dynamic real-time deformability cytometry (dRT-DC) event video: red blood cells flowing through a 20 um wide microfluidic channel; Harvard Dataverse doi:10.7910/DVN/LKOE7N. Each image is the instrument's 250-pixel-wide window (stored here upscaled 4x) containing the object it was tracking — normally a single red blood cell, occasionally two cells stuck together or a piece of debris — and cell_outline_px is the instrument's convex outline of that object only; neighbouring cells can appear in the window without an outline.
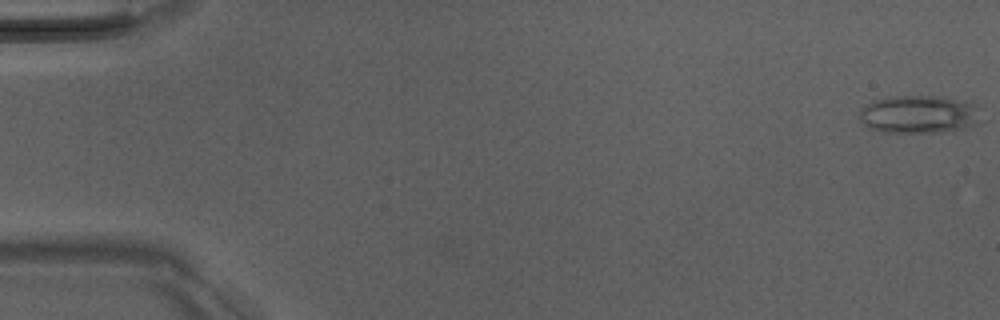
{"species": "Egyptian fruit bat (a non-hibernating species)", "species_latin": "Rousettus aegyptiacus", "temperature_condition": "room temperature", "stored_images_in_passage": 7, "camera_frame_rate_fps": 3000, "um_per_image_px": 0.085, "animal": {"sex": "male"}, "frame": {"image": 1, "passage_image": 1, "time_ms": 0.0, "image_size_px": [1000, 320], "cell_outline_px": [[976, 124], [968, 128], [944, 132], [880, 132], [868, 128], [860, 120], [860, 108], [864, 104], [888, 96], [944, 96], [972, 100], [976, 104]], "centroid_in_image_um": [78.09, 9.7], "position_along_channel_um": 6.9, "area_um2": 27.28}}